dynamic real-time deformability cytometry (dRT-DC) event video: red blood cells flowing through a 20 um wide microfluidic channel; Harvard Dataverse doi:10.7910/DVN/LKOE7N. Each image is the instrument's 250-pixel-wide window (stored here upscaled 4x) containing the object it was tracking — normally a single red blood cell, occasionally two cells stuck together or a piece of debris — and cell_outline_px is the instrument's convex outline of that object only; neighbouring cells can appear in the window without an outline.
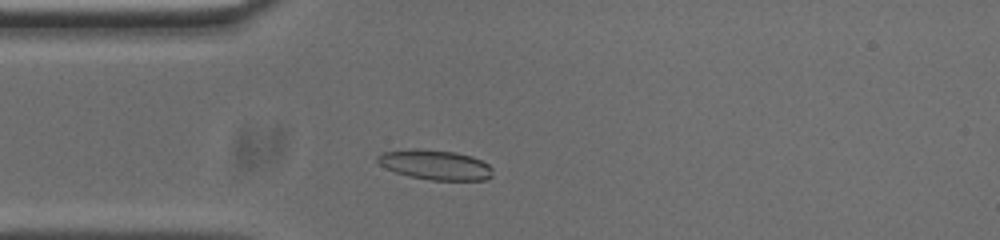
{"species": "common noctule bat (a hibernating species)", "species_latin": "Nyctalus noctula", "temperature_condition": "cold", "stored_images_in_passage": 39, "camera_frame_rate_fps": 3000, "um_per_image_px": 0.085, "animal": {"sex": "male", "body_mass_g": 20.0, "forearm_length_mm": 53.3}, "frame": {"image": 1, "passage_image": 6, "time_ms": 1.667, "image_size_px": [1000, 240], "cell_outline_px": [[492, 176], [484, 180], [432, 180], [408, 176], [396, 172], [380, 164], [376, 160], [376, 156], [380, 152], [416, 148], [456, 152], [472, 156], [488, 164], [492, 168]], "centroid_in_image_um": [36.98, 14.0], "position_along_channel_um": 48.0, "area_um2": 20.06}}
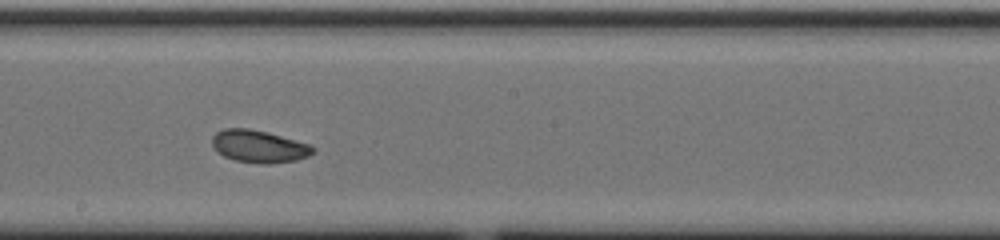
{"frame": {"image": 2, "passage_image": 21, "time_ms": 6.667, "image_size_px": [1000, 240], "cell_outline_px": [[316, 152], [308, 156], [296, 160], [268, 164], [260, 164], [236, 160], [224, 156], [212, 144], [212, 136], [216, 132], [224, 128], [248, 128], [268, 132], [312, 144], [316, 148]], "centroid_in_image_um": [22.07, 12.43], "position_along_channel_um": 226.1, "area_um2": 19.19}}
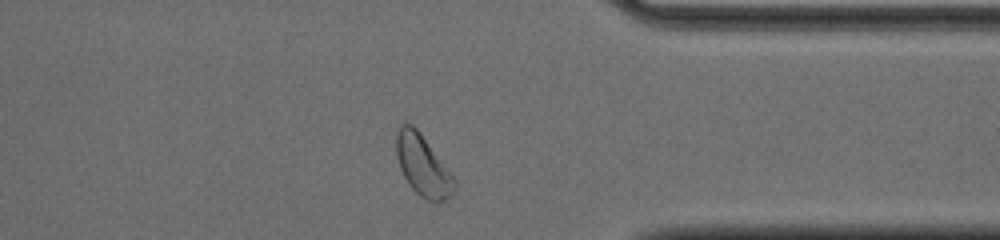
{"frame": {"image": 3, "passage_image": 34, "time_ms": 11.0, "image_size_px": [1000, 240], "cell_outline_px": [[456, 188], [444, 200], [436, 204], [420, 196], [408, 184], [400, 168], [396, 156], [396, 136], [400, 124], [412, 124], [420, 132], [456, 180]], "centroid_in_image_um": [35.93, 14.08], "position_along_channel_um": 375.5, "area_um2": 20.46}, "authors_computed_cell_mechanics": {"area_um2": 19.1896, "velocity_mm_per_s": 3.7124, "shape_relaxation_time_tau1_ms": 2.2022, "shape_relaxation_time_tau2_ms": null, "deformation_change_tau1": 0.0715, "deformation_change_tau2": null}}